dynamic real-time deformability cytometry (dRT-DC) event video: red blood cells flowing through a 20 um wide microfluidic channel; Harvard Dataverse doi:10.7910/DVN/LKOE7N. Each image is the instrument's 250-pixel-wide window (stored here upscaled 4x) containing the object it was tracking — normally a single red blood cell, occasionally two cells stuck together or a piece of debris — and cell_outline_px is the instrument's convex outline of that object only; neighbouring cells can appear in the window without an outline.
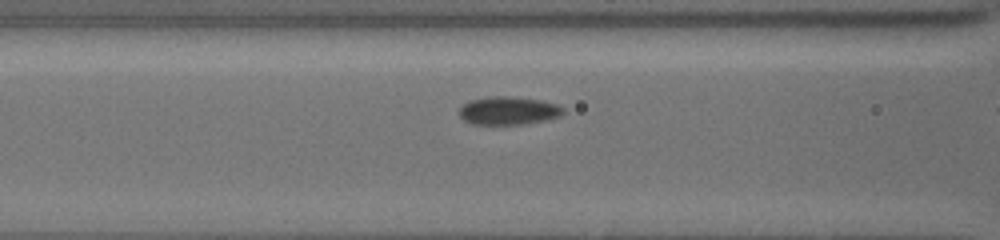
{"species": "common noctule bat (a hibernating species)", "species_latin": "Nyctalus noctula", "temperature_condition": "cold", "stored_images_in_passage": 14, "camera_frame_rate_fps": 3000, "um_per_image_px": 0.085, "animal": {"sex": "female", "body_mass_g": 19.5, "forearm_length_mm": 54.1}, "frame": {"image": 1, "passage_image": 12, "time_ms": 3.667, "image_size_px": [1000, 240], "cell_outline_px": [[564, 112], [560, 116], [544, 120], [520, 124], [472, 124], [464, 120], [456, 112], [468, 100], [488, 96], [508, 96], [540, 100], [556, 104], [564, 108]], "centroid_in_image_um": [43.16, 9.4], "position_along_channel_um": 123.4, "area_um2": 17.05}}